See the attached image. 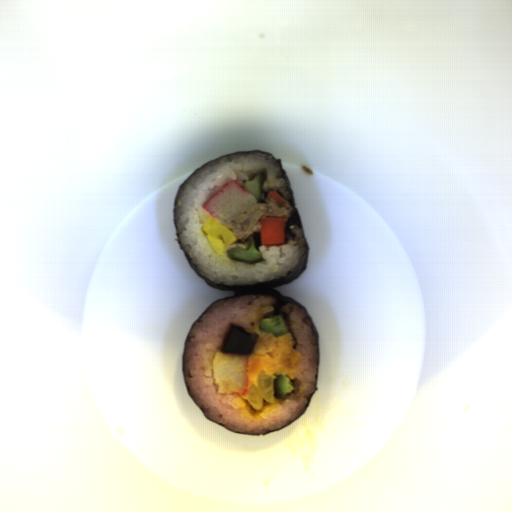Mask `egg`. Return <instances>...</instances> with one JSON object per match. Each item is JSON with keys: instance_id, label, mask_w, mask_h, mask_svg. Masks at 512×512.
<instances>
[{"instance_id": "egg-1", "label": "egg", "mask_w": 512, "mask_h": 512, "mask_svg": "<svg viewBox=\"0 0 512 512\" xmlns=\"http://www.w3.org/2000/svg\"><path fill=\"white\" fill-rule=\"evenodd\" d=\"M255 335L254 348L247 354V389L257 386L261 372L272 375L275 381L279 375H286L292 380L302 361L301 354L294 350L296 341L293 335L286 332L274 336L273 332L262 331Z\"/></svg>"}, {"instance_id": "egg-2", "label": "egg", "mask_w": 512, "mask_h": 512, "mask_svg": "<svg viewBox=\"0 0 512 512\" xmlns=\"http://www.w3.org/2000/svg\"><path fill=\"white\" fill-rule=\"evenodd\" d=\"M200 235L205 237L218 256L238 239L229 225H225L211 216L203 223Z\"/></svg>"}]
</instances>
